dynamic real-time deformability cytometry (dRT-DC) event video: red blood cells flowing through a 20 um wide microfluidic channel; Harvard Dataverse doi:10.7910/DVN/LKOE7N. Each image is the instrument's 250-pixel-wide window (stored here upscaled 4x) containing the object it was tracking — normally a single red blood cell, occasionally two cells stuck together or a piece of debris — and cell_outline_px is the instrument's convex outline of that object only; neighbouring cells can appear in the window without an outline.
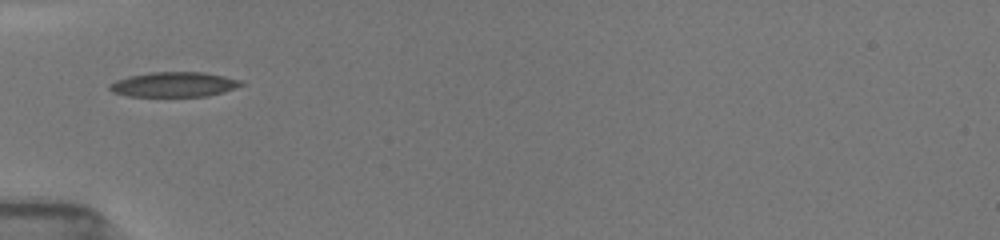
{"species": "common noctule bat (a hibernating species)", "species_latin": "Nyctalus noctula", "temperature_condition": "room temperature", "stored_images_in_passage": 48, "camera_frame_rate_fps": 3000, "um_per_image_px": 0.085, "animal": {"sex": "female", "body_mass_g": 19.5, "forearm_length_mm": 54.1}, "frame": {"image": 1, "passage_image": 1, "time_ms": 0.0, "image_size_px": [1000, 240], "cell_outline_px": [[244, 84], [224, 92], [208, 96], [128, 96], [112, 92], [108, 88], [108, 84], [116, 80], [132, 76], [152, 72], [204, 72], [244, 80]], "centroid_in_image_um": [14.82, 7.18], "position_along_channel_um": 70.2, "area_um2": 19.07}}
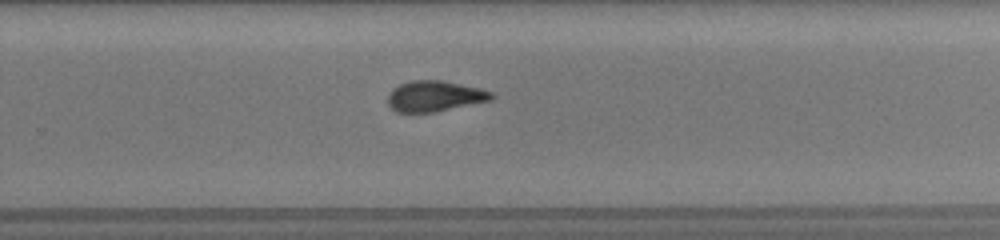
{"frame": {"image": 2, "passage_image": 26, "time_ms": 5.667, "image_size_px": [1000, 240], "cell_outline_px": [[496, 96], [492, 100], [436, 112], [396, 112], [388, 104], [388, 92], [392, 88], [400, 84], [412, 80], [444, 80], [480, 88], [492, 92]], "centroid_in_image_um": [36.96, 8.17], "position_along_channel_um": 292.8, "area_um2": 18.79}}
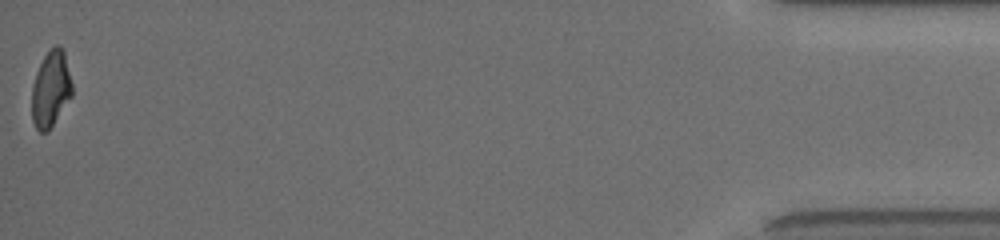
{"frame": {"image": 3, "passage_image": 48, "time_ms": 11.333, "image_size_px": [1000, 240], "cell_outline_px": [[72, 96], [48, 132], [40, 132], [36, 128], [32, 120], [32, 84], [36, 72], [44, 56], [56, 44], [60, 44], [64, 48], [72, 84]], "centroid_in_image_um": [4.32, 7.55], "position_along_channel_um": 430.9, "area_um2": 18.03}, "authors_computed_cell_mechanics": {"area_um2": 18.6116, "velocity_mm_per_s": 3.9535, "shape_relaxation_time_tau1_ms": 4.3603, "shape_relaxation_time_tau2_ms": 3.1475, "deformation_change_tau1": 0.1602, "deformation_change_tau2": 0.1153}}